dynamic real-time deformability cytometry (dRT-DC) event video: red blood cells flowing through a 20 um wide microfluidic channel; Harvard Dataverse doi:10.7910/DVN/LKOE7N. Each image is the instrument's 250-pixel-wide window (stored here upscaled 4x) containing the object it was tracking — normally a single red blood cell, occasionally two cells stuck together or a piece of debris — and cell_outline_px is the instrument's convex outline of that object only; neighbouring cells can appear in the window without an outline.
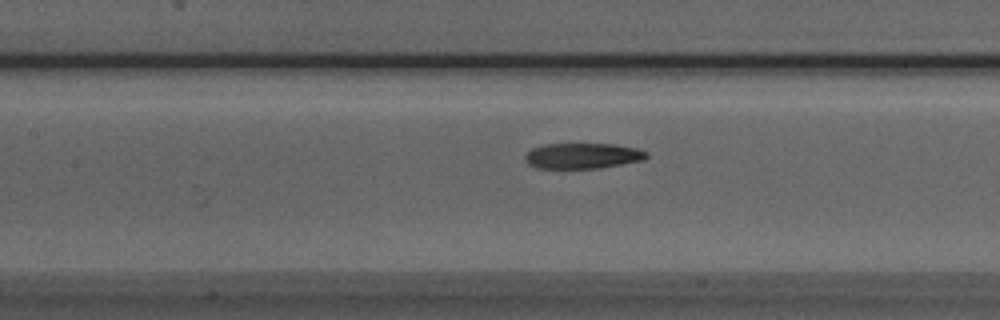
{"species": "Egyptian fruit bat (a non-hibernating species)", "species_latin": "Rousettus aegyptiacus", "temperature_condition": "room temperature", "stored_images_in_passage": 45, "camera_frame_rate_fps": 3000, "um_per_image_px": 0.085, "animal": {"sex": "male"}, "frame": {"image": 1, "passage_image": 15, "time_ms": 4.667, "image_size_px": [1000, 320], "cell_outline_px": [[648, 156], [644, 160], [600, 168], [536, 168], [528, 164], [524, 160], [524, 156], [532, 148], [544, 144], [612, 144], [636, 148], [648, 152]], "centroid_in_image_um": [49.51, 13.25], "position_along_channel_um": 157.9, "area_um2": 18.15}}
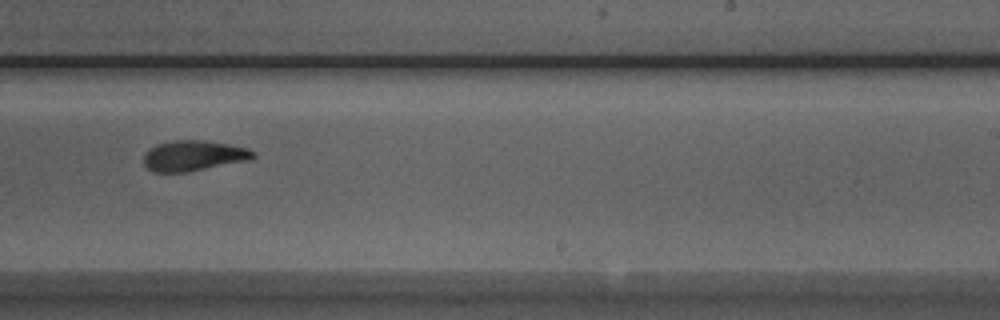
{"frame": {"image": 2, "passage_image": 24, "time_ms": 7.667, "image_size_px": [1000, 320], "cell_outline_px": [[256, 156], [252, 160], [188, 172], [156, 172], [148, 168], [144, 164], [144, 152], [148, 148], [156, 144], [172, 140], [204, 140], [228, 144], [248, 148], [256, 152]], "centroid_in_image_um": [16.48, 13.23], "position_along_channel_um": 272.5, "area_um2": 19.77}}
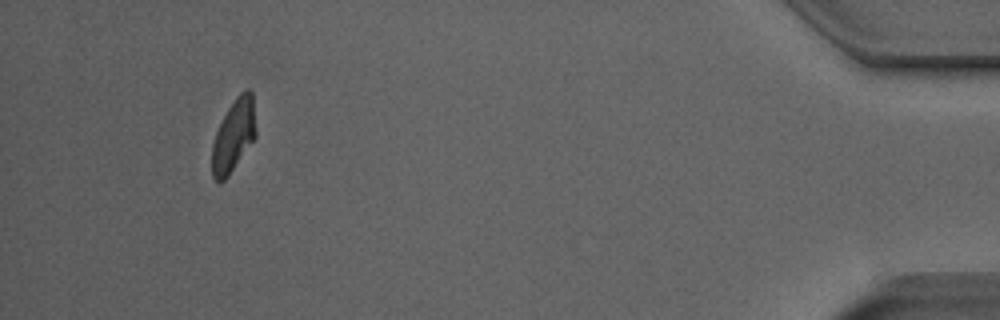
{"frame": {"image": 3, "passage_image": 41, "time_ms": 13.333, "image_size_px": [1000, 320], "cell_outline_px": [[256, 136], [228, 176], [220, 184], [212, 176], [212, 144], [216, 132], [228, 108], [236, 96], [244, 88], [248, 88], [252, 92], [256, 128]], "centroid_in_image_um": [19.86, 11.5], "position_along_channel_um": 415.3, "area_um2": 18.44}, "authors_computed_cell_mechanics": {"area_um2": 19.4786, "velocity_mm_per_s": 3.8354, "shape_relaxation_time_tau1_ms": 4.1113, "shape_relaxation_time_tau2_ms": 1.8646, "deformation_change_tau1": 0.1668, "deformation_change_tau2": 0.0828}}